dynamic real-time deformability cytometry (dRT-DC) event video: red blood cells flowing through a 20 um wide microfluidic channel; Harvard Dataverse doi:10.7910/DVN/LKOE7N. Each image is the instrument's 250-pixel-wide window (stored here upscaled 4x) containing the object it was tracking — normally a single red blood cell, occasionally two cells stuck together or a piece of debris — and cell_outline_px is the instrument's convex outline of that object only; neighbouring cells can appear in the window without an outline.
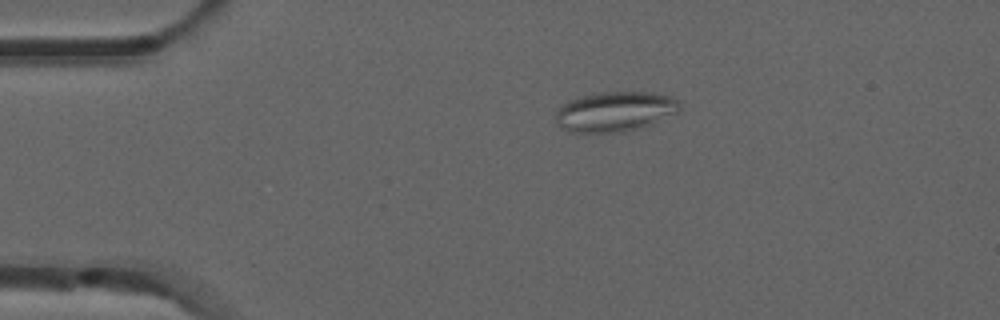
{"species": "common noctule bat (a hibernating species)", "species_latin": "Nyctalus noctula", "temperature_condition": "room temperature", "stored_images_in_passage": 3, "camera_frame_rate_fps": 3000, "um_per_image_px": 0.085, "animal": {"sex": "male", "forearm_length_mm": 52.5}, "frame": {"image": 1, "passage_image": 1, "time_ms": 0.0, "image_size_px": [1000, 320], "cell_outline_px": [[680, 108], [676, 112], [640, 128], [624, 132], [568, 132], [556, 124], [556, 108], [568, 100], [580, 96], [600, 92], [652, 92], [672, 96], [680, 104]], "centroid_in_image_um": [52.21, 9.47], "position_along_channel_um": 32.8, "area_um2": 28.9}}